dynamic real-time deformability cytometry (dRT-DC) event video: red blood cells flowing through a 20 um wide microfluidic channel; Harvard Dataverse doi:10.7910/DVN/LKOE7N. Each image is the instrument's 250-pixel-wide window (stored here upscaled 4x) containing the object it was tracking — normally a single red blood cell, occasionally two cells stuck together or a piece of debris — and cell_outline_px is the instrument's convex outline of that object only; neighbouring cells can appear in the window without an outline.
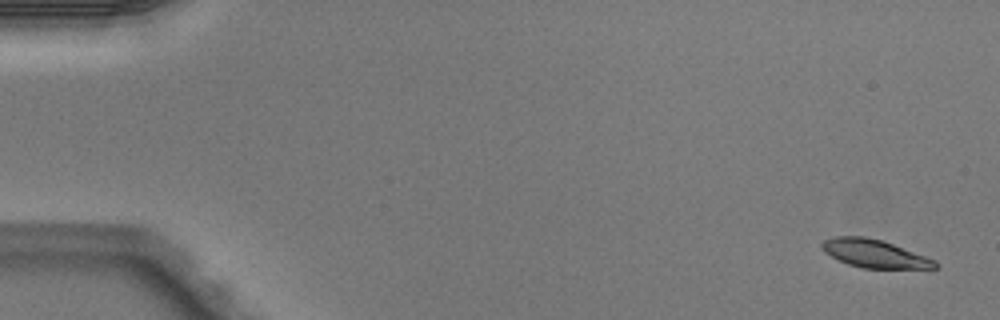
{"species": "Egyptian fruit bat (a non-hibernating species)", "species_latin": "Rousettus aegyptiacus", "temperature_condition": "warm", "stored_images_in_passage": 4, "camera_frame_rate_fps": 3000, "um_per_image_px": 0.085, "animal": {"sex": "male"}, "frame": {"image": 1, "passage_image": 1, "time_ms": 0.0, "image_size_px": [1000, 320], "cell_outline_px": [[936, 268], [864, 268], [848, 264], [824, 252], [820, 248], [820, 244], [824, 240], [832, 236], [864, 236], [884, 240], [936, 260]], "centroid_in_image_um": [74.29, 21.53], "position_along_channel_um": 10.7, "area_um2": 18.5}}
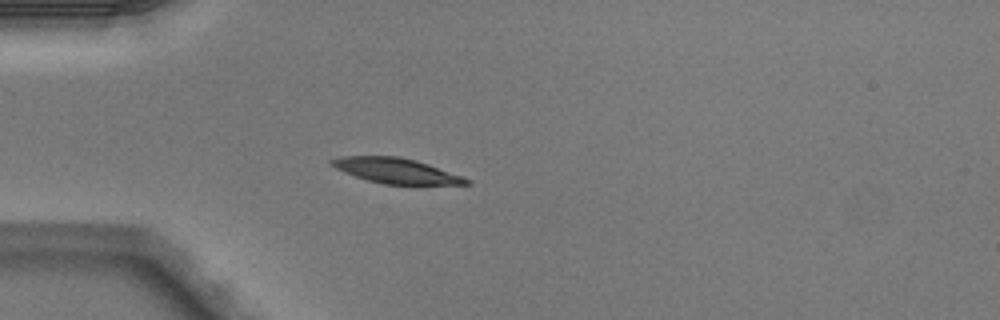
{"frame": {"image": 2, "passage_image": 4, "time_ms": 1.0, "image_size_px": [1000, 320], "cell_outline_px": [[472, 184], [380, 184], [344, 172], [328, 164], [328, 160], [340, 156], [400, 156], [416, 160], [464, 176], [472, 180]], "centroid_in_image_um": [33.67, 14.5], "position_along_channel_um": 51.3, "area_um2": 19.88}}